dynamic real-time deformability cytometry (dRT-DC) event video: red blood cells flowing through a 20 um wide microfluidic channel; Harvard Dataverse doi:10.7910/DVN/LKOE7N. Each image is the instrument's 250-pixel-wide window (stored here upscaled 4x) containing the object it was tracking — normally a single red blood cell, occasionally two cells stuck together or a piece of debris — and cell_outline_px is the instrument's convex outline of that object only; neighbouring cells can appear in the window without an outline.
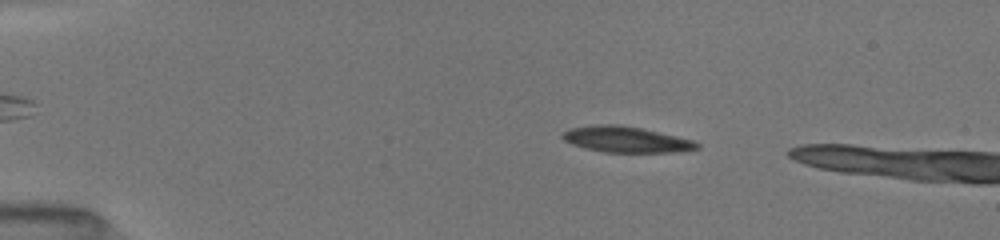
{"species": "common noctule bat (a hibernating species)", "species_latin": "Nyctalus noctula", "temperature_condition": "room temperature", "stored_images_in_passage": 41, "camera_frame_rate_fps": 3000, "um_per_image_px": 0.085, "animal": {"sex": "female", "body_mass_g": 19.5, "forearm_length_mm": 54.1}, "frame": {"image": 1, "passage_image": 10, "time_ms": 3.0, "image_size_px": [1000, 240], "cell_outline_px": [[700, 148], [676, 152], [604, 152], [572, 144], [564, 140], [560, 136], [564, 132], [572, 128], [596, 124], [616, 124], [640, 128], [692, 140], [700, 144]], "centroid_in_image_um": [53.21, 11.85], "position_along_channel_um": 31.8, "area_um2": 19.94}}
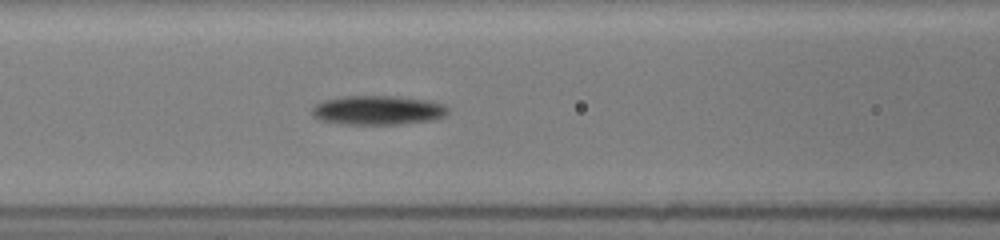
{"frame": {"image": 2, "passage_image": 22, "time_ms": 7.333, "image_size_px": [1000, 240], "cell_outline_px": [[448, 112], [444, 116], [436, 120], [400, 124], [340, 124], [320, 120], [312, 116], [312, 108], [316, 104], [324, 100], [344, 96], [400, 96], [428, 100], [444, 104], [448, 108]], "centroid_in_image_um": [32.14, 9.37], "position_along_channel_um": 134.5, "area_um2": 23.41}}
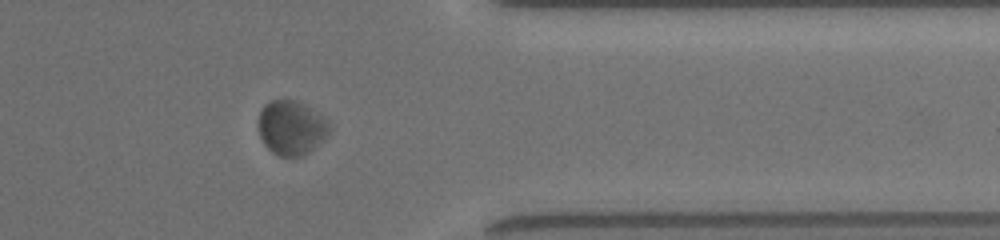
{"frame": {"image": 3, "passage_image": 36, "time_ms": 14.0, "image_size_px": [1000, 240], "cell_outline_px": [[332, 124], [328, 132], [304, 156], [280, 156], [272, 152], [264, 144], [260, 136], [256, 124], [256, 120], [264, 104], [268, 100], [300, 100], [328, 120]], "centroid_in_image_um": [24.71, 10.82], "position_along_channel_um": 386.7, "area_um2": 22.66}}